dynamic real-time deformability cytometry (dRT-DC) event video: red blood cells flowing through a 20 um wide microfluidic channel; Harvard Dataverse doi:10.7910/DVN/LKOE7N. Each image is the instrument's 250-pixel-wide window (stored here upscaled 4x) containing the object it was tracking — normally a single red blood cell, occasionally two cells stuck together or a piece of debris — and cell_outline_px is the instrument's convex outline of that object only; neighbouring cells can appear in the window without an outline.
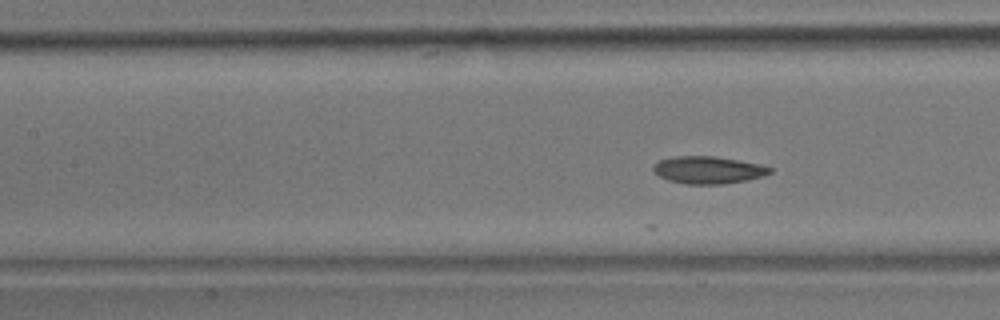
{"species": "common noctule bat (a hibernating species)", "species_latin": "Nyctalus noctula", "temperature_condition": "room temperature", "stored_images_in_passage": 17, "camera_frame_rate_fps": 3000, "um_per_image_px": 0.085, "animal": {"sex": "male", "body_mass_g": 17.9}, "frame": {"image": 1, "passage_image": 11, "time_ms": 3.333, "image_size_px": [1000, 320], "cell_outline_px": [[772, 172], [764, 176], [724, 184], [684, 184], [668, 180], [660, 176], [652, 168], [660, 160], [672, 156], [712, 156], [760, 164], [772, 168]], "centroid_in_image_um": [60.2, 14.45], "position_along_channel_um": 147.2, "area_um2": 18.38}}